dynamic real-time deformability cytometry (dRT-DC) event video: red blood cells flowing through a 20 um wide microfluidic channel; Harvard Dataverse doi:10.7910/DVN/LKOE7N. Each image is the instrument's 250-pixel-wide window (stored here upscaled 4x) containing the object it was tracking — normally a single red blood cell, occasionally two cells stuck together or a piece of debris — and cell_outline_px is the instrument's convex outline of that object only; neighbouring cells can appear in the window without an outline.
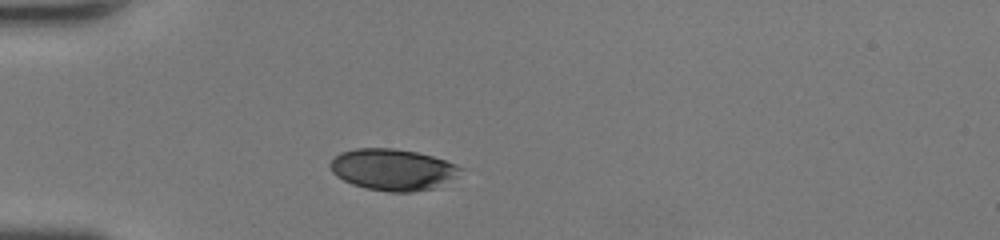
{"species": "human", "species_latin": "Homo sapiens", "temperature_condition": "room temperature", "stored_images_in_passage": 28, "camera_frame_rate_fps": 3000, "um_per_image_px": 0.085, "donor": {"sex": "female"}, "frame": {"image": 1, "passage_image": 1, "time_ms": 0.0, "image_size_px": [1000, 240], "cell_outline_px": [[464, 168], [456, 176], [436, 188], [412, 192], [388, 192], [368, 188], [352, 184], [336, 176], [332, 172], [328, 164], [340, 152], [356, 148], [392, 148], [416, 152], [432, 156], [456, 164]], "centroid_in_image_um": [33.38, 14.41], "position_along_channel_um": 51.6, "area_um2": 31.44}}
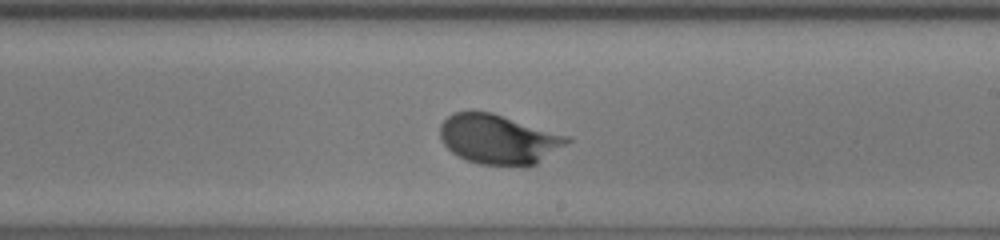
{"frame": {"image": 2, "passage_image": 16, "time_ms": 5.0, "image_size_px": [1000, 240], "cell_outline_px": [[572, 140], [536, 164], [528, 168], [480, 164], [468, 160], [452, 152], [444, 144], [440, 136], [440, 124], [448, 116], [456, 112], [492, 112], [572, 136]], "centroid_in_image_um": [42.43, 11.85], "position_along_channel_um": 246.6, "area_um2": 37.05}}
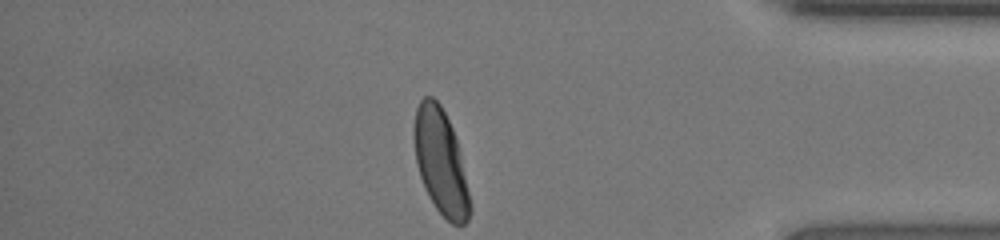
{"frame": {"image": 3, "passage_image": 28, "time_ms": 9.0, "image_size_px": [1000, 240], "cell_outline_px": [[472, 208], [468, 220], [464, 224], [452, 224], [436, 208], [428, 196], [424, 188], [416, 164], [412, 140], [412, 128], [416, 108], [420, 100], [424, 96], [432, 96], [440, 104], [452, 128], [456, 140], [472, 204]], "centroid_in_image_um": [37.42, 13.75], "position_along_channel_um": 397.8, "area_um2": 34.39}, "authors_computed_cell_mechanics": {"area_um2": 34.391, "velocity_mm_per_s": 4.3515, "shape_relaxation_time_tau1_ms": 2.9769, "shape_relaxation_time_tau2_ms": null, "deformation_change_tau1": 0.1692, "deformation_change_tau2": null}}